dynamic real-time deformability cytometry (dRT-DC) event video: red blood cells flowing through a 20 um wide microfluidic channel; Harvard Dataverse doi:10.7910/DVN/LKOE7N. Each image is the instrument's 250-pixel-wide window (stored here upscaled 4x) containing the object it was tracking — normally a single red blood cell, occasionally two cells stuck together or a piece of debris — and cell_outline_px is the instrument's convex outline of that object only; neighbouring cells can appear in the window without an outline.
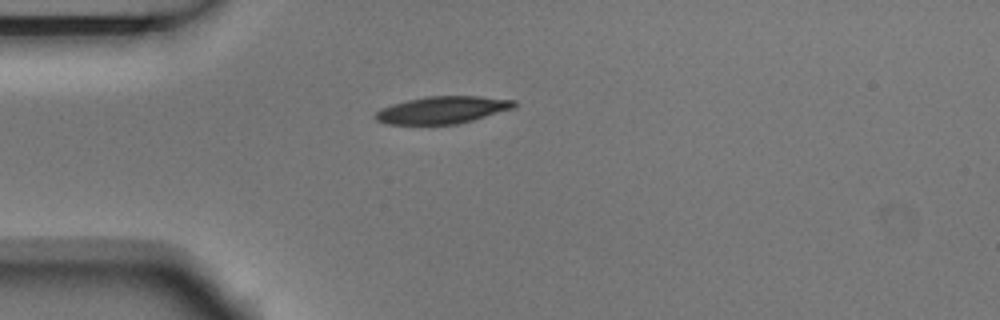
{"species": "Egyptian fruit bat (a non-hibernating species)", "species_latin": "Rousettus aegyptiacus", "temperature_condition": "room temperature", "stored_images_in_passage": 5, "camera_frame_rate_fps": 3000, "um_per_image_px": 0.085, "animal": {"sex": "male"}, "frame": {"image": 1, "passage_image": 1, "time_ms": 0.0, "image_size_px": [1000, 320], "cell_outline_px": [[516, 104], [512, 108], [472, 120], [456, 124], [388, 124], [376, 120], [372, 116], [380, 108], [392, 104], [408, 100], [428, 96], [480, 96], [516, 100]], "centroid_in_image_um": [37.56, 9.34], "position_along_channel_um": 47.4, "area_um2": 21.85}}
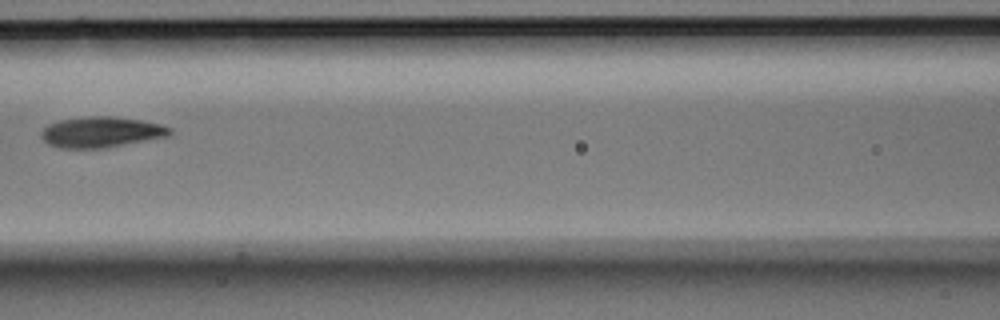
{"frame": {"image": 2, "passage_image": 4, "time_ms": 1.0, "image_size_px": [1000, 320], "cell_outline_px": [[172, 136], [104, 148], [60, 148], [48, 144], [40, 136], [40, 132], [48, 124], [60, 120], [88, 116], [112, 116], [140, 120], [160, 124], [172, 128]], "centroid_in_image_um": [8.62, 11.23], "position_along_channel_um": 158.0, "area_um2": 23.18}}
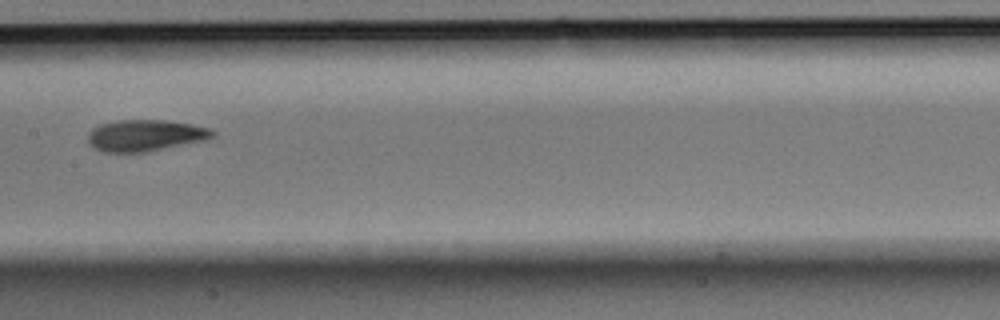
{"frame": {"image": 3, "passage_image": 5, "time_ms": 1.333, "image_size_px": [1000, 320], "cell_outline_px": [[216, 132], [212, 136], [204, 140], [144, 152], [104, 152], [96, 148], [88, 140], [88, 132], [92, 128], [100, 124], [116, 120], [164, 120], [192, 124], [208, 128]], "centroid_in_image_um": [12.32, 11.5], "position_along_channel_um": 195.1, "area_um2": 22.54}}